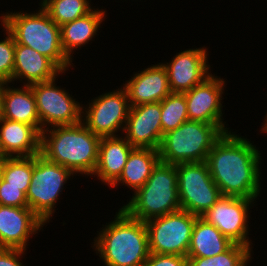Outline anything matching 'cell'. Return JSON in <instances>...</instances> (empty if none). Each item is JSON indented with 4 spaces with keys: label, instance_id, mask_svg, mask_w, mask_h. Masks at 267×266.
Instances as JSON below:
<instances>
[{
    "label": "cell",
    "instance_id": "obj_16",
    "mask_svg": "<svg viewBox=\"0 0 267 266\" xmlns=\"http://www.w3.org/2000/svg\"><path fill=\"white\" fill-rule=\"evenodd\" d=\"M43 226L45 223L29 207L0 205V248L27 250L29 239Z\"/></svg>",
    "mask_w": 267,
    "mask_h": 266
},
{
    "label": "cell",
    "instance_id": "obj_10",
    "mask_svg": "<svg viewBox=\"0 0 267 266\" xmlns=\"http://www.w3.org/2000/svg\"><path fill=\"white\" fill-rule=\"evenodd\" d=\"M129 110L128 95L122 86L93 97L85 107L82 106V123L100 138L120 136L123 135Z\"/></svg>",
    "mask_w": 267,
    "mask_h": 266
},
{
    "label": "cell",
    "instance_id": "obj_24",
    "mask_svg": "<svg viewBox=\"0 0 267 266\" xmlns=\"http://www.w3.org/2000/svg\"><path fill=\"white\" fill-rule=\"evenodd\" d=\"M233 244L217 227L198 217L193 226L187 258L213 257L227 251Z\"/></svg>",
    "mask_w": 267,
    "mask_h": 266
},
{
    "label": "cell",
    "instance_id": "obj_21",
    "mask_svg": "<svg viewBox=\"0 0 267 266\" xmlns=\"http://www.w3.org/2000/svg\"><path fill=\"white\" fill-rule=\"evenodd\" d=\"M105 13H107L105 9L103 10L97 7L87 15L60 26L62 48L71 61L74 59L72 54L78 48L81 49L90 41H94L93 38H96L101 24L106 20L105 17H107V14Z\"/></svg>",
    "mask_w": 267,
    "mask_h": 266
},
{
    "label": "cell",
    "instance_id": "obj_30",
    "mask_svg": "<svg viewBox=\"0 0 267 266\" xmlns=\"http://www.w3.org/2000/svg\"><path fill=\"white\" fill-rule=\"evenodd\" d=\"M28 187L5 186V180L0 179V205L12 207H28L26 199Z\"/></svg>",
    "mask_w": 267,
    "mask_h": 266
},
{
    "label": "cell",
    "instance_id": "obj_11",
    "mask_svg": "<svg viewBox=\"0 0 267 266\" xmlns=\"http://www.w3.org/2000/svg\"><path fill=\"white\" fill-rule=\"evenodd\" d=\"M57 78L31 84L36 99L41 132L55 126H69L82 122V104L64 88L56 86Z\"/></svg>",
    "mask_w": 267,
    "mask_h": 266
},
{
    "label": "cell",
    "instance_id": "obj_22",
    "mask_svg": "<svg viewBox=\"0 0 267 266\" xmlns=\"http://www.w3.org/2000/svg\"><path fill=\"white\" fill-rule=\"evenodd\" d=\"M3 118L29 124L41 134L36 99L31 85L15 88L11 86V83L5 82Z\"/></svg>",
    "mask_w": 267,
    "mask_h": 266
},
{
    "label": "cell",
    "instance_id": "obj_23",
    "mask_svg": "<svg viewBox=\"0 0 267 266\" xmlns=\"http://www.w3.org/2000/svg\"><path fill=\"white\" fill-rule=\"evenodd\" d=\"M159 161L158 150L134 148L127 158L121 175L109 188L125 185L134 193L146 183Z\"/></svg>",
    "mask_w": 267,
    "mask_h": 266
},
{
    "label": "cell",
    "instance_id": "obj_13",
    "mask_svg": "<svg viewBox=\"0 0 267 266\" xmlns=\"http://www.w3.org/2000/svg\"><path fill=\"white\" fill-rule=\"evenodd\" d=\"M225 81L213 73L203 83L184 92L190 121H201L217 125L224 133L231 131L224 122L222 95Z\"/></svg>",
    "mask_w": 267,
    "mask_h": 266
},
{
    "label": "cell",
    "instance_id": "obj_3",
    "mask_svg": "<svg viewBox=\"0 0 267 266\" xmlns=\"http://www.w3.org/2000/svg\"><path fill=\"white\" fill-rule=\"evenodd\" d=\"M100 139L82 122L55 126L41 132L40 154L71 170L76 176L93 177Z\"/></svg>",
    "mask_w": 267,
    "mask_h": 266
},
{
    "label": "cell",
    "instance_id": "obj_31",
    "mask_svg": "<svg viewBox=\"0 0 267 266\" xmlns=\"http://www.w3.org/2000/svg\"><path fill=\"white\" fill-rule=\"evenodd\" d=\"M144 266H188V258L178 255L150 253Z\"/></svg>",
    "mask_w": 267,
    "mask_h": 266
},
{
    "label": "cell",
    "instance_id": "obj_6",
    "mask_svg": "<svg viewBox=\"0 0 267 266\" xmlns=\"http://www.w3.org/2000/svg\"><path fill=\"white\" fill-rule=\"evenodd\" d=\"M223 133L215 124L188 120L163 135L158 149L160 161L172 165L206 161Z\"/></svg>",
    "mask_w": 267,
    "mask_h": 266
},
{
    "label": "cell",
    "instance_id": "obj_1",
    "mask_svg": "<svg viewBox=\"0 0 267 266\" xmlns=\"http://www.w3.org/2000/svg\"><path fill=\"white\" fill-rule=\"evenodd\" d=\"M253 144L247 137L229 131L223 133L208 153L206 163L222 196L259 199L262 156Z\"/></svg>",
    "mask_w": 267,
    "mask_h": 266
},
{
    "label": "cell",
    "instance_id": "obj_9",
    "mask_svg": "<svg viewBox=\"0 0 267 266\" xmlns=\"http://www.w3.org/2000/svg\"><path fill=\"white\" fill-rule=\"evenodd\" d=\"M181 209L202 216L222 196L206 161L176 165Z\"/></svg>",
    "mask_w": 267,
    "mask_h": 266
},
{
    "label": "cell",
    "instance_id": "obj_15",
    "mask_svg": "<svg viewBox=\"0 0 267 266\" xmlns=\"http://www.w3.org/2000/svg\"><path fill=\"white\" fill-rule=\"evenodd\" d=\"M123 134L134 148L158 150L163 138L161 103L130 106Z\"/></svg>",
    "mask_w": 267,
    "mask_h": 266
},
{
    "label": "cell",
    "instance_id": "obj_35",
    "mask_svg": "<svg viewBox=\"0 0 267 266\" xmlns=\"http://www.w3.org/2000/svg\"><path fill=\"white\" fill-rule=\"evenodd\" d=\"M7 157H5L4 155L0 154V179L2 176V168H3V164L5 162Z\"/></svg>",
    "mask_w": 267,
    "mask_h": 266
},
{
    "label": "cell",
    "instance_id": "obj_8",
    "mask_svg": "<svg viewBox=\"0 0 267 266\" xmlns=\"http://www.w3.org/2000/svg\"><path fill=\"white\" fill-rule=\"evenodd\" d=\"M198 217L180 209L147 220L145 225L150 253L187 257L193 226Z\"/></svg>",
    "mask_w": 267,
    "mask_h": 266
},
{
    "label": "cell",
    "instance_id": "obj_20",
    "mask_svg": "<svg viewBox=\"0 0 267 266\" xmlns=\"http://www.w3.org/2000/svg\"><path fill=\"white\" fill-rule=\"evenodd\" d=\"M134 147L123 137H102L94 177L109 187L119 178Z\"/></svg>",
    "mask_w": 267,
    "mask_h": 266
},
{
    "label": "cell",
    "instance_id": "obj_26",
    "mask_svg": "<svg viewBox=\"0 0 267 266\" xmlns=\"http://www.w3.org/2000/svg\"><path fill=\"white\" fill-rule=\"evenodd\" d=\"M160 103L163 135L189 120L184 93L171 92Z\"/></svg>",
    "mask_w": 267,
    "mask_h": 266
},
{
    "label": "cell",
    "instance_id": "obj_28",
    "mask_svg": "<svg viewBox=\"0 0 267 266\" xmlns=\"http://www.w3.org/2000/svg\"><path fill=\"white\" fill-rule=\"evenodd\" d=\"M33 175V156L7 157L2 168L5 186L29 187Z\"/></svg>",
    "mask_w": 267,
    "mask_h": 266
},
{
    "label": "cell",
    "instance_id": "obj_5",
    "mask_svg": "<svg viewBox=\"0 0 267 266\" xmlns=\"http://www.w3.org/2000/svg\"><path fill=\"white\" fill-rule=\"evenodd\" d=\"M130 199L121 208L143 222L180 210L176 165L159 161L146 183Z\"/></svg>",
    "mask_w": 267,
    "mask_h": 266
},
{
    "label": "cell",
    "instance_id": "obj_18",
    "mask_svg": "<svg viewBox=\"0 0 267 266\" xmlns=\"http://www.w3.org/2000/svg\"><path fill=\"white\" fill-rule=\"evenodd\" d=\"M63 73L66 74L48 57L31 47L15 42L13 85L17 80L23 85L46 82L62 76Z\"/></svg>",
    "mask_w": 267,
    "mask_h": 266
},
{
    "label": "cell",
    "instance_id": "obj_17",
    "mask_svg": "<svg viewBox=\"0 0 267 266\" xmlns=\"http://www.w3.org/2000/svg\"><path fill=\"white\" fill-rule=\"evenodd\" d=\"M121 86L126 89L130 106L161 102L171 93L167 72L161 62L134 73Z\"/></svg>",
    "mask_w": 267,
    "mask_h": 266
},
{
    "label": "cell",
    "instance_id": "obj_12",
    "mask_svg": "<svg viewBox=\"0 0 267 266\" xmlns=\"http://www.w3.org/2000/svg\"><path fill=\"white\" fill-rule=\"evenodd\" d=\"M255 201L243 197L221 196L201 217L217 227L233 243L244 245L253 251L254 244L248 236L250 231L248 220Z\"/></svg>",
    "mask_w": 267,
    "mask_h": 266
},
{
    "label": "cell",
    "instance_id": "obj_33",
    "mask_svg": "<svg viewBox=\"0 0 267 266\" xmlns=\"http://www.w3.org/2000/svg\"><path fill=\"white\" fill-rule=\"evenodd\" d=\"M4 92H5V81L0 80V119L3 118Z\"/></svg>",
    "mask_w": 267,
    "mask_h": 266
},
{
    "label": "cell",
    "instance_id": "obj_34",
    "mask_svg": "<svg viewBox=\"0 0 267 266\" xmlns=\"http://www.w3.org/2000/svg\"><path fill=\"white\" fill-rule=\"evenodd\" d=\"M263 125L261 126V133L263 132L264 134L266 133L267 134V112H266V115L264 117V121L262 123Z\"/></svg>",
    "mask_w": 267,
    "mask_h": 266
},
{
    "label": "cell",
    "instance_id": "obj_32",
    "mask_svg": "<svg viewBox=\"0 0 267 266\" xmlns=\"http://www.w3.org/2000/svg\"><path fill=\"white\" fill-rule=\"evenodd\" d=\"M25 252L23 249L0 248V266H25L21 260Z\"/></svg>",
    "mask_w": 267,
    "mask_h": 266
},
{
    "label": "cell",
    "instance_id": "obj_2",
    "mask_svg": "<svg viewBox=\"0 0 267 266\" xmlns=\"http://www.w3.org/2000/svg\"><path fill=\"white\" fill-rule=\"evenodd\" d=\"M114 217L97 231L91 247L104 266H144L150 254L145 222L132 218L122 208Z\"/></svg>",
    "mask_w": 267,
    "mask_h": 266
},
{
    "label": "cell",
    "instance_id": "obj_29",
    "mask_svg": "<svg viewBox=\"0 0 267 266\" xmlns=\"http://www.w3.org/2000/svg\"><path fill=\"white\" fill-rule=\"evenodd\" d=\"M4 35L0 40V80L12 83V75L15 57V39L13 35L2 25Z\"/></svg>",
    "mask_w": 267,
    "mask_h": 266
},
{
    "label": "cell",
    "instance_id": "obj_14",
    "mask_svg": "<svg viewBox=\"0 0 267 266\" xmlns=\"http://www.w3.org/2000/svg\"><path fill=\"white\" fill-rule=\"evenodd\" d=\"M191 48L176 53L164 65L171 92L184 93L194 86L203 83L212 75L211 65L208 62V48Z\"/></svg>",
    "mask_w": 267,
    "mask_h": 266
},
{
    "label": "cell",
    "instance_id": "obj_19",
    "mask_svg": "<svg viewBox=\"0 0 267 266\" xmlns=\"http://www.w3.org/2000/svg\"><path fill=\"white\" fill-rule=\"evenodd\" d=\"M41 134L31 125L0 119V150L5 157L40 154Z\"/></svg>",
    "mask_w": 267,
    "mask_h": 266
},
{
    "label": "cell",
    "instance_id": "obj_7",
    "mask_svg": "<svg viewBox=\"0 0 267 266\" xmlns=\"http://www.w3.org/2000/svg\"><path fill=\"white\" fill-rule=\"evenodd\" d=\"M72 176V178H71ZM75 174L43 155L33 156V175L26 193L28 207L45 223H49L56 212L65 184Z\"/></svg>",
    "mask_w": 267,
    "mask_h": 266
},
{
    "label": "cell",
    "instance_id": "obj_27",
    "mask_svg": "<svg viewBox=\"0 0 267 266\" xmlns=\"http://www.w3.org/2000/svg\"><path fill=\"white\" fill-rule=\"evenodd\" d=\"M252 253L249 247L234 243L227 251L213 257L188 258V266H249Z\"/></svg>",
    "mask_w": 267,
    "mask_h": 266
},
{
    "label": "cell",
    "instance_id": "obj_4",
    "mask_svg": "<svg viewBox=\"0 0 267 266\" xmlns=\"http://www.w3.org/2000/svg\"><path fill=\"white\" fill-rule=\"evenodd\" d=\"M1 24L13 35L17 44L36 50L51 59L63 72L73 67L63 51L61 29L40 6L32 13L18 11L0 14Z\"/></svg>",
    "mask_w": 267,
    "mask_h": 266
},
{
    "label": "cell",
    "instance_id": "obj_25",
    "mask_svg": "<svg viewBox=\"0 0 267 266\" xmlns=\"http://www.w3.org/2000/svg\"><path fill=\"white\" fill-rule=\"evenodd\" d=\"M91 5V0H40L39 3L58 26L87 15L94 9Z\"/></svg>",
    "mask_w": 267,
    "mask_h": 266
}]
</instances>
